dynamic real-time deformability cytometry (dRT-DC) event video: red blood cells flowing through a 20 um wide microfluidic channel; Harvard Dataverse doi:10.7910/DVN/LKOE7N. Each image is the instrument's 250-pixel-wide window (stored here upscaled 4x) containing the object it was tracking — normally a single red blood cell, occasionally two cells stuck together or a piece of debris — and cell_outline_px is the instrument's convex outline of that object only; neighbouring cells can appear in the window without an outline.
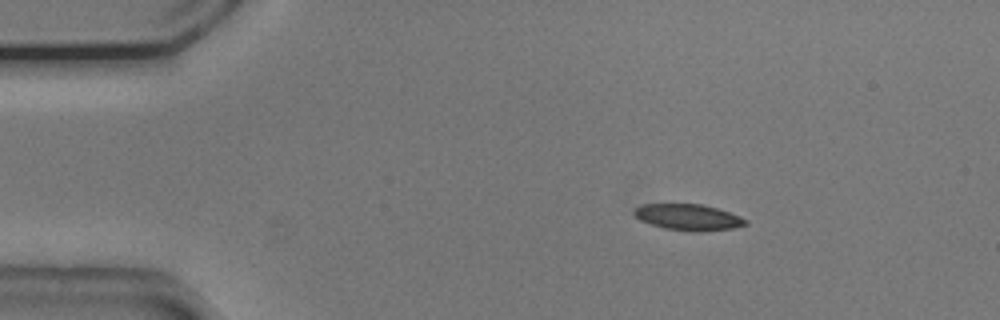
{"species": "common noctule bat (a hibernating species)", "species_latin": "Nyctalus noctula", "temperature_condition": "cold", "stored_images_in_passage": 46, "camera_frame_rate_fps": 3000, "um_per_image_px": 0.085, "animal": {"sex": "male", "body_mass_g": 20.5, "forearm_length_mm": 52.5}, "frame": {"image": 1, "passage_image": 1, "time_ms": 0.0, "image_size_px": [1000, 320], "cell_outline_px": [[748, 224], [732, 228], [700, 232], [692, 232], [664, 228], [640, 220], [632, 212], [640, 204], [700, 204], [716, 208], [740, 216], [748, 220]], "centroid_in_image_um": [58.51, 18.47], "position_along_channel_um": 26.5, "area_um2": 16.94}}
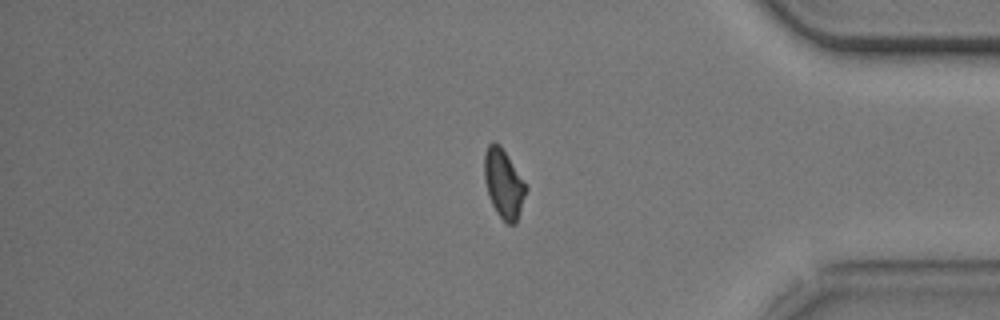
{"frame": {"image": 2, "passage_image": 37, "time_ms": 12.0, "image_size_px": [1000, 320], "cell_outline_px": [[528, 188], [516, 224], [508, 224], [496, 212], [492, 204], [484, 180], [484, 152], [488, 144], [492, 140], [500, 144], [508, 156]], "centroid_in_image_um": [42.8, 15.58], "position_along_channel_um": 392.4, "area_um2": 16.7}}
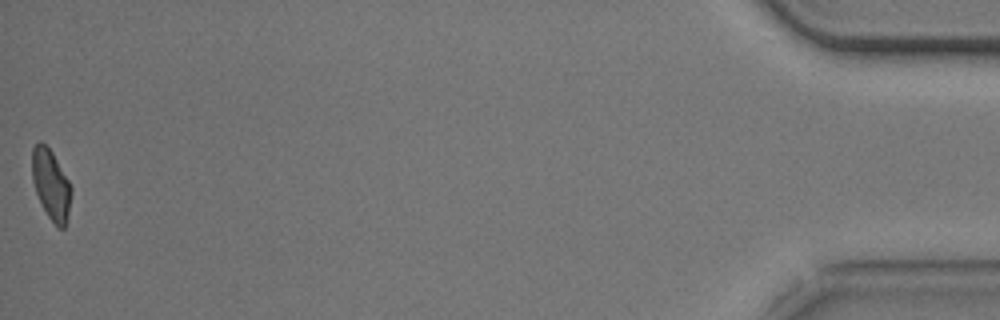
{"frame": {"image": 3, "passage_image": 46, "time_ms": 15.0, "image_size_px": [1000, 320], "cell_outline_px": [[72, 192], [68, 212], [64, 228], [56, 228], [48, 216], [36, 192], [32, 180], [32, 148], [40, 140], [52, 152], [68, 180], [72, 188]], "centroid_in_image_um": [4.33, 15.69], "position_along_channel_um": 430.9, "area_um2": 15.78}, "authors_computed_cell_mechanics": {"area_um2": 17.4556, "velocity_mm_per_s": 3.7611, "shape_relaxation_time_tau1_ms": 2.9529, "shape_relaxation_time_tau2_ms": 3.577, "deformation_change_tau1": 0.1106, "deformation_change_tau2": 0.0805}}